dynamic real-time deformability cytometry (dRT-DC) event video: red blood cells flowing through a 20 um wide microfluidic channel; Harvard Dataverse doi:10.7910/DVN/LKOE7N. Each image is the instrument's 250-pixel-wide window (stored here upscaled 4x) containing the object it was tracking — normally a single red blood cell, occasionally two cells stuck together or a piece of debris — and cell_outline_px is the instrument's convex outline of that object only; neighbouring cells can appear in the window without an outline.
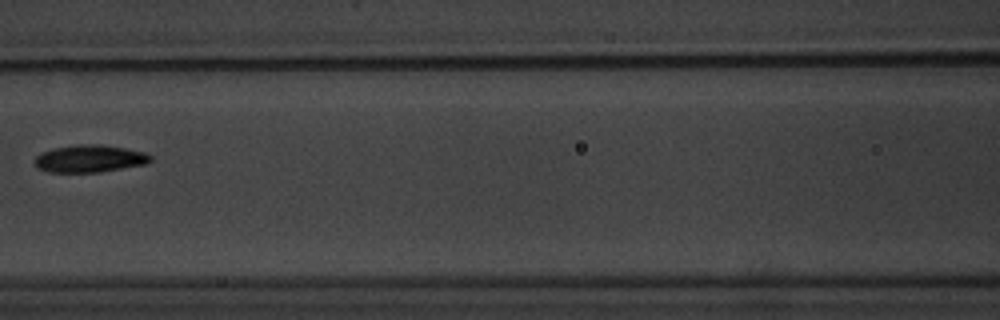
{"species": "common noctule bat (a hibernating species)", "species_latin": "Nyctalus noctula", "temperature_condition": "warm", "stored_images_in_passage": 7, "camera_frame_rate_fps": 3000, "um_per_image_px": 0.085, "animal": {"sex": "male", "body_mass_g": 20.1, "forearm_length_mm": 53.5}, "frame": {"image": 1, "passage_image": 7, "time_ms": 8.0, "image_size_px": [1000, 320], "cell_outline_px": [[152, 160], [148, 164], [100, 172], [48, 172], [36, 168], [36, 156], [40, 152], [56, 148], [76, 144], [100, 144], [124, 148], [144, 152], [152, 156]], "centroid_in_image_um": [7.64, 13.49], "position_along_channel_um": 159.0, "area_um2": 18.55}}